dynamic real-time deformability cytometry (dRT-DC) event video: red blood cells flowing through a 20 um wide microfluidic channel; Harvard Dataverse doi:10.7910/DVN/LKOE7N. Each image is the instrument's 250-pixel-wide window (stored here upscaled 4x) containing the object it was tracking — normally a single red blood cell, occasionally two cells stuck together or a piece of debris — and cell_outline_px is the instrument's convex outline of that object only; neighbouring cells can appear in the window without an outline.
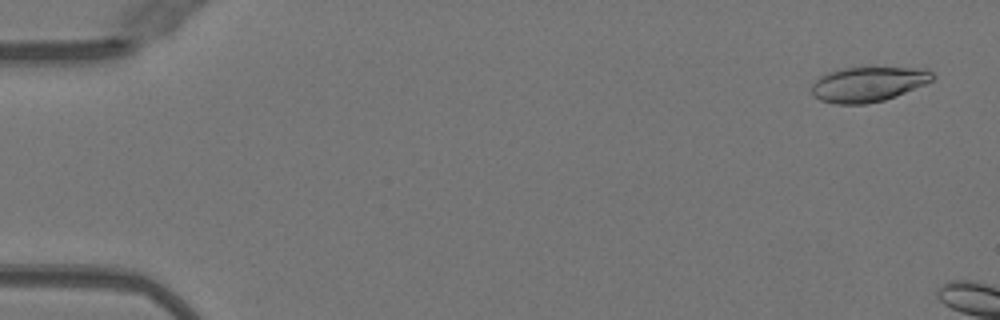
{"species": "Egyptian fruit bat (a non-hibernating species)", "species_latin": "Rousettus aegyptiacus", "temperature_condition": "warm", "stored_images_in_passage": 6, "camera_frame_rate_fps": 3000, "um_per_image_px": 0.085, "animal": {"sex": "female"}, "frame": {"image": 1, "passage_image": 3, "time_ms": 0.667, "image_size_px": [1000, 320], "cell_outline_px": [[936, 76], [932, 80], [924, 84], [896, 96], [884, 100], [864, 104], [836, 104], [820, 100], [812, 96], [812, 84], [820, 76], [828, 72], [844, 68], [928, 68]], "centroid_in_image_um": [73.78, 7.16], "position_along_channel_um": 11.2, "area_um2": 24.51}}